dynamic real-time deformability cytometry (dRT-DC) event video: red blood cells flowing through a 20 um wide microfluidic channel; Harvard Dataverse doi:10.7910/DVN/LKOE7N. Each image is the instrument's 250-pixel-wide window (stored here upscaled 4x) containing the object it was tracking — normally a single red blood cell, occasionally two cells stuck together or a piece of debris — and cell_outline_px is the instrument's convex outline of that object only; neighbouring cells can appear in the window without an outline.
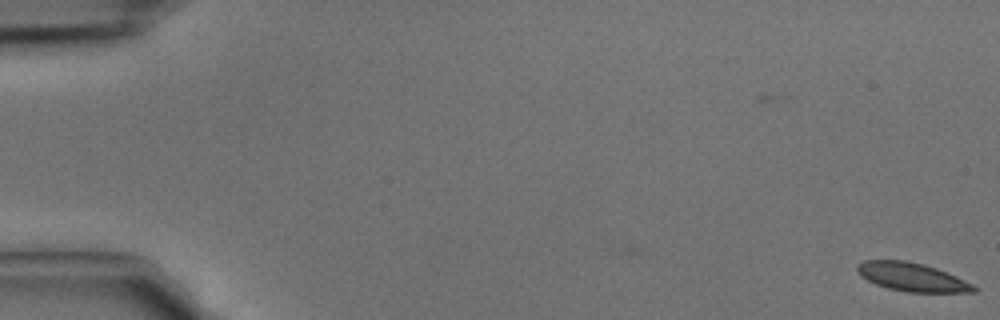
{"species": "common noctule bat (a hibernating species)", "species_latin": "Nyctalus noctula", "temperature_condition": "cold", "stored_images_in_passage": 3, "camera_frame_rate_fps": 3000, "um_per_image_px": 0.085, "animal": {"sex": "male", "body_mass_g": 15.6}, "frame": {"image": 1, "passage_image": 3, "time_ms": 0.667, "image_size_px": [1000, 320], "cell_outline_px": [[976, 292], [908, 292], [888, 288], [876, 284], [860, 276], [856, 272], [856, 264], [864, 260], [904, 260], [924, 264], [936, 268], [956, 276], [972, 284], [976, 288]], "centroid_in_image_um": [77.47, 23.54], "position_along_channel_um": 7.5, "area_um2": 19.31}}